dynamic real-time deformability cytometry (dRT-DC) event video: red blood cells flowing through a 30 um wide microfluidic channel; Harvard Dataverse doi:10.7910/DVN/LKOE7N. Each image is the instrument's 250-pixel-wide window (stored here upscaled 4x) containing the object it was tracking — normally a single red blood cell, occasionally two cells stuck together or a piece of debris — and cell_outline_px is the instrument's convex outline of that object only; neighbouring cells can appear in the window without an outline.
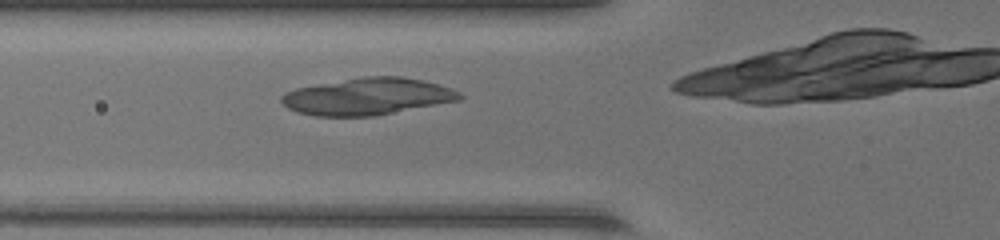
{"species": "common noctule bat (a hibernating species)", "species_latin": "Nyctalus noctula", "temperature_condition": "warm", "stored_images_in_passage": 27, "camera_frame_rate_fps": 3000, "um_per_image_px": 0.085, "animal": {"sex": "female", "body_mass_g": 17.0, "forearm_length_mm": 48.0}, "frame": {"image": 1, "passage_image": 5, "time_ms": 1.333, "image_size_px": [1000, 240], "cell_outline_px": [[452, 96], [444, 100], [384, 112], [356, 116], [332, 116], [304, 112], [288, 104], [284, 100], [284, 96], [308, 88], [368, 80], [412, 80], [428, 84], [440, 88]], "centroid_in_image_um": [31.01, 8.28], "position_along_channel_um": 94.8, "area_um2": 30.58}}
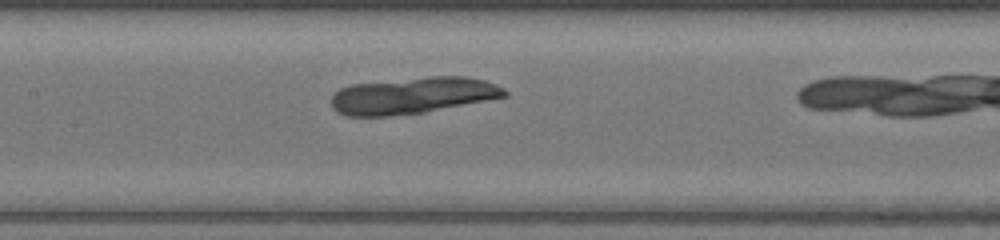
{"frame": {"image": 2, "passage_image": 11, "time_ms": 3.333, "image_size_px": [1000, 240], "cell_outline_px": [[504, 96], [416, 112], [344, 112], [336, 108], [332, 100], [340, 92], [348, 88], [376, 84], [424, 80], [476, 80], [500, 88], [504, 92]], "centroid_in_image_um": [35.17, 8.14], "position_along_channel_um": 172.2, "area_um2": 29.94}}
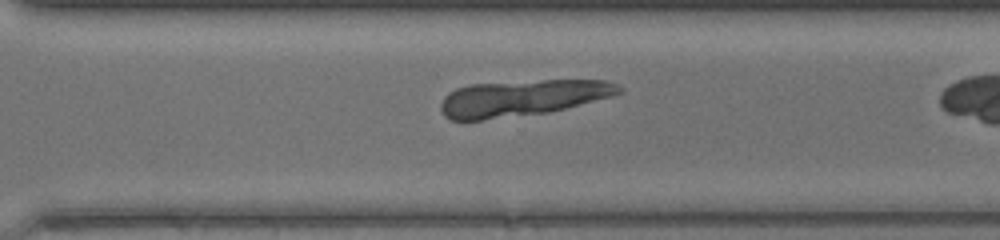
{"frame": {"image": 3, "passage_image": 23, "time_ms": 7.333, "image_size_px": [1000, 240], "cell_outline_px": [[612, 92], [600, 96], [560, 108], [476, 120], [456, 120], [448, 116], [444, 112], [444, 100], [452, 92], [460, 88], [552, 80], [592, 80], [600, 84]], "centroid_in_image_um": [44.1, 8.35], "position_along_channel_um": 326.5, "area_um2": 32.19}}